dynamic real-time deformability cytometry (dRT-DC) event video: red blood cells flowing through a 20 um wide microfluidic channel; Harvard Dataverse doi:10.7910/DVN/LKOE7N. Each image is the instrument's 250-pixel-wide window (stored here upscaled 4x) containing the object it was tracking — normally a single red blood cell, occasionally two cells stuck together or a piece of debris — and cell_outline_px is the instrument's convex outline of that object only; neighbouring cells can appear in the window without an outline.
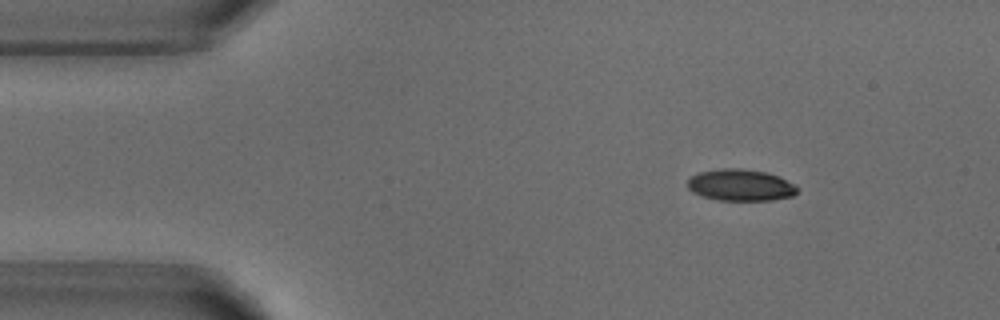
{"species": "common noctule bat (a hibernating species)", "species_latin": "Nyctalus noctula", "temperature_condition": "warm", "stored_images_in_passage": 3, "camera_frame_rate_fps": 3000, "um_per_image_px": 0.085, "animal": {"sex": "male", "body_mass_g": 18.8}, "frame": {"image": 1, "passage_image": 1, "time_ms": 0.0, "image_size_px": [1000, 320], "cell_outline_px": [[800, 188], [792, 196], [772, 200], [716, 200], [700, 196], [692, 192], [688, 188], [688, 180], [692, 176], [700, 172], [724, 168], [744, 168], [764, 172], [776, 176]], "centroid_in_image_um": [62.91, 15.74], "position_along_channel_um": 22.1, "area_um2": 20.06}}